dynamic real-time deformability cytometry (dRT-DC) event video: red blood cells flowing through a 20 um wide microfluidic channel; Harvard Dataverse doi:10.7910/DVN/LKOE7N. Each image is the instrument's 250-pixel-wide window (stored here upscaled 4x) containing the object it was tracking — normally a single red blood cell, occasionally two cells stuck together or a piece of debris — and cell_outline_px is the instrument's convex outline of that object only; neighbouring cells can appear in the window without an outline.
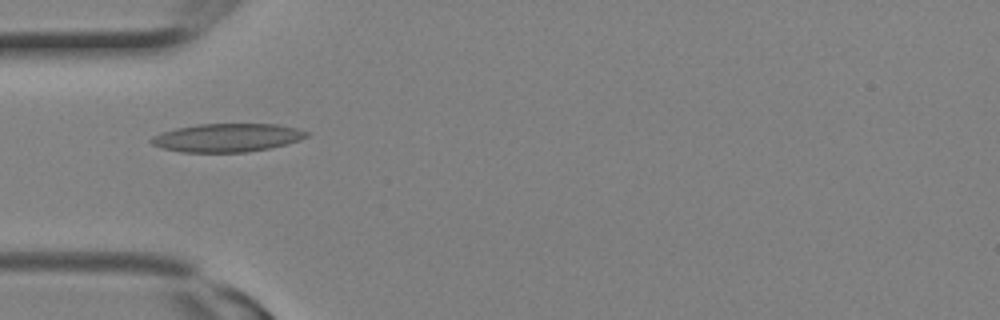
{"species": "Egyptian fruit bat (a non-hibernating species)", "species_latin": "Rousettus aegyptiacus", "temperature_condition": "room temperature", "stored_images_in_passage": 3, "camera_frame_rate_fps": 3000, "um_per_image_px": 0.085, "animal": {"sex": "female"}, "frame": {"image": 1, "passage_image": 3, "time_ms": 0.667, "image_size_px": [1000, 320], "cell_outline_px": [[308, 136], [300, 140], [268, 148], [248, 152], [180, 152], [164, 148], [152, 144], [148, 140], [152, 136], [176, 128], [200, 124], [276, 124], [296, 128], [308, 132]], "centroid_in_image_um": [19.3, 11.7], "position_along_channel_um": 65.7, "area_um2": 25.43}}